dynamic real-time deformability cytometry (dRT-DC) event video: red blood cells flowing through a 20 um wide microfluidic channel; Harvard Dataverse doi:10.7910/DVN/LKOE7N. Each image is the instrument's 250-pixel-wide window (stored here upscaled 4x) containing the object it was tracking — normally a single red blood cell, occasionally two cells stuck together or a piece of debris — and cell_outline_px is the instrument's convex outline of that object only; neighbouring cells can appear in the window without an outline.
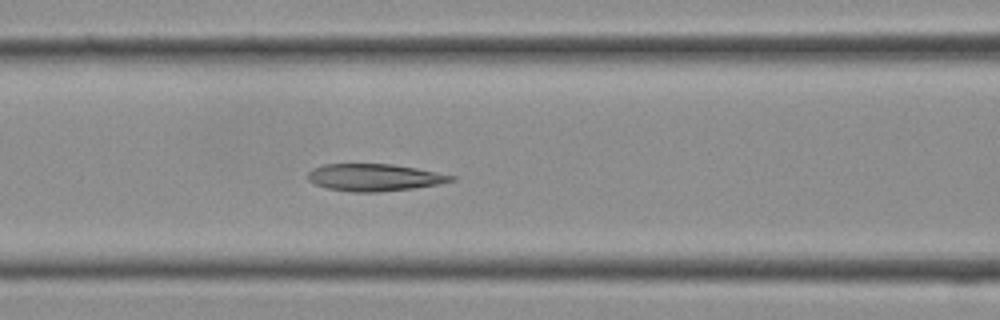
{"species": "Egyptian fruit bat (a non-hibernating species)", "species_latin": "Rousettus aegyptiacus", "temperature_condition": "cold", "stored_images_in_passage": 14, "camera_frame_rate_fps": 3000, "um_per_image_px": 0.085, "frame": {"image": 1, "passage_image": 12, "time_ms": 3.667, "image_size_px": [1000, 320], "cell_outline_px": [[456, 180], [440, 184], [412, 188], [376, 192], [352, 192], [328, 188], [316, 184], [308, 180], [308, 172], [312, 168], [324, 164], [392, 164], [416, 168], [456, 176]], "centroid_in_image_um": [31.83, 15.08], "position_along_channel_um": 134.8, "area_um2": 22.6}}
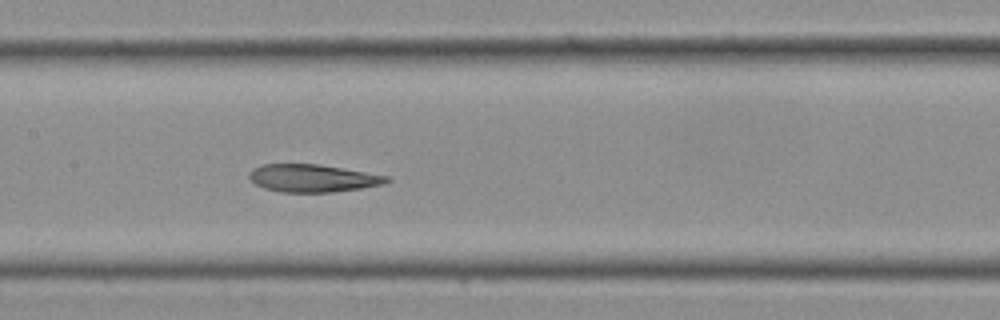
{"frame": {"image": 2, "passage_image": 14, "time_ms": 4.333, "image_size_px": [1000, 320], "cell_outline_px": [[392, 180], [384, 184], [360, 188], [332, 192], [280, 192], [264, 188], [256, 184], [248, 176], [248, 172], [252, 168], [264, 164], [320, 164], [392, 176]], "centroid_in_image_um": [26.62, 15.14], "position_along_channel_um": 180.8, "area_um2": 22.37}}